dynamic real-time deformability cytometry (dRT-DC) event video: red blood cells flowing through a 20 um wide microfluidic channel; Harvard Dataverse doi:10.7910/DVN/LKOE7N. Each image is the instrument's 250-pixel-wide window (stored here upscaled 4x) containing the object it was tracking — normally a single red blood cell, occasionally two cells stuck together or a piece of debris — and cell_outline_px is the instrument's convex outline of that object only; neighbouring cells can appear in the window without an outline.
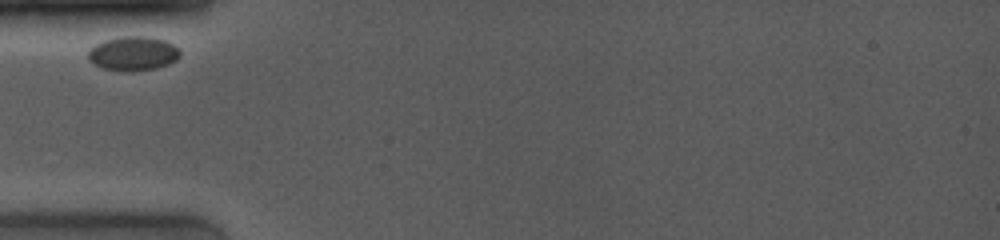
{"species": "common noctule bat (a hibernating species)", "species_latin": "Nyctalus noctula", "temperature_condition": "room temperature", "stored_images_in_passage": 11, "camera_frame_rate_fps": 4000, "um_per_image_px": 0.085, "animal": {"sex": "female", "body_mass_g": 19.0, "forearm_length_mm": 53.3}, "frame": {"image": 1, "passage_image": 1, "time_ms": 0.0, "image_size_px": [1000, 240], "cell_outline_px": [[180, 56], [176, 60], [168, 64], [156, 68], [132, 72], [124, 72], [104, 68], [88, 60], [88, 52], [96, 44], [104, 40], [116, 36], [148, 36], [164, 40], [180, 48]], "centroid_in_image_um": [11.33, 4.54], "position_along_channel_um": 73.7, "area_um2": 18.5}}
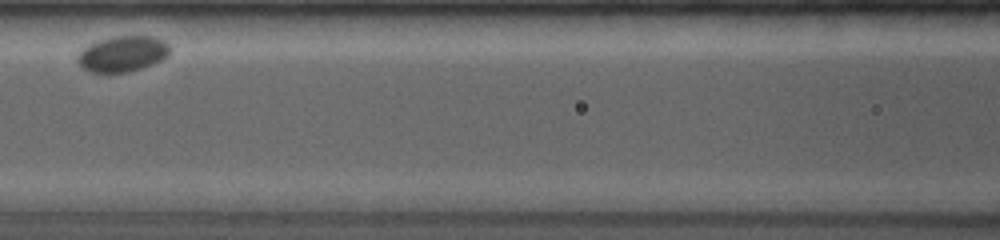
{"frame": {"image": 2, "passage_image": 5, "time_ms": 2.5, "image_size_px": [1000, 240], "cell_outline_px": [[168, 56], [152, 64], [128, 72], [88, 72], [80, 68], [76, 60], [76, 56], [88, 44], [112, 36], [152, 36], [164, 40], [168, 44]], "centroid_in_image_um": [10.37, 4.58], "position_along_channel_um": 156.2, "area_um2": 19.25}}
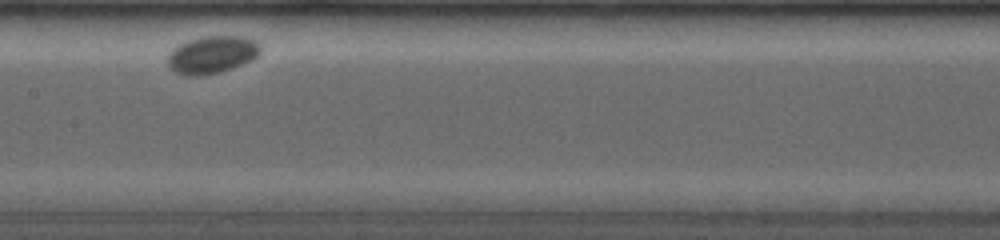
{"frame": {"image": 3, "passage_image": 7, "time_ms": 3.5, "image_size_px": [1000, 240], "cell_outline_px": [[260, 52], [252, 60], [232, 68], [220, 72], [200, 76], [188, 76], [176, 72], [168, 68], [168, 56], [172, 48], [188, 40], [204, 36], [244, 36], [256, 40], [260, 44]], "centroid_in_image_um": [18.02, 4.64], "position_along_channel_um": 189.4, "area_um2": 20.4}}